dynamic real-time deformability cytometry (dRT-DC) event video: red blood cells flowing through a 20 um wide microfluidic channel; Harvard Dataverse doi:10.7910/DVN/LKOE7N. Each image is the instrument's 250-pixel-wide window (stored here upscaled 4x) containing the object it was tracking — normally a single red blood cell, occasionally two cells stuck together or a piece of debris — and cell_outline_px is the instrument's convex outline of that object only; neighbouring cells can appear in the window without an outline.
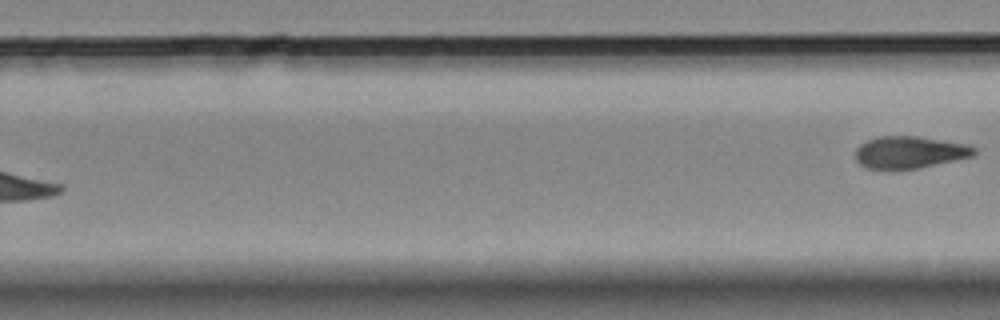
{"species": "Egyptian fruit bat (a non-hibernating species)", "species_latin": "Rousettus aegyptiacus", "temperature_condition": "room temperature", "stored_images_in_passage": 10, "segment_of_instrument_passage": [2, 2], "camera_frame_rate_fps": 3000, "um_per_image_px": 0.085, "animal": {"sex": "female"}, "frame": {"image": 1, "passage_image": 10, "time_ms": 10.667, "image_size_px": [1000, 320], "cell_outline_px": [[976, 152], [972, 156], [956, 160], [920, 168], [864, 168], [856, 160], [856, 148], [860, 144], [868, 140], [880, 136], [916, 136], [968, 144], [976, 148]], "centroid_in_image_um": [77.33, 12.93], "position_along_channel_um": 252.5, "area_um2": 22.02}}